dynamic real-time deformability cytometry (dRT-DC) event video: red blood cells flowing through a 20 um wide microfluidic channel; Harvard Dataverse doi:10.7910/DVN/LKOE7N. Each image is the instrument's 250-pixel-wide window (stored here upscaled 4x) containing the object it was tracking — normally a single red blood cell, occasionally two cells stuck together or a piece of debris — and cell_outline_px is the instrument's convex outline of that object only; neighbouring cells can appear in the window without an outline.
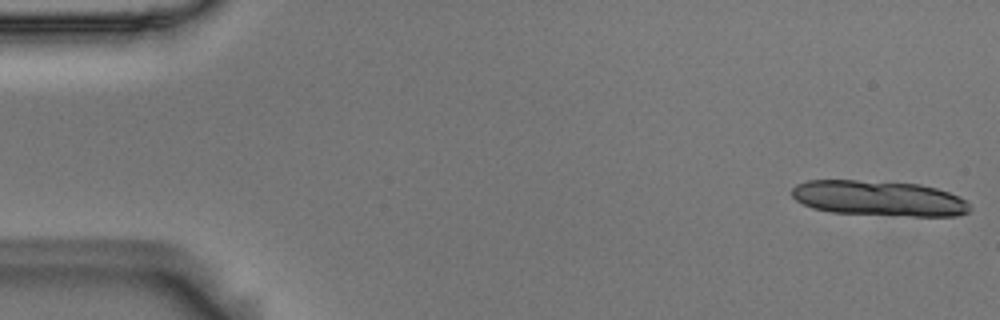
{"species": "Egyptian fruit bat (a non-hibernating species)", "species_latin": "Rousettus aegyptiacus", "temperature_condition": "room temperature", "stored_images_in_passage": 8, "camera_frame_rate_fps": 3000, "um_per_image_px": 0.085, "animal": {"sex": "male"}, "frame": {"image": 1, "passage_image": 1, "time_ms": 0.0, "image_size_px": [1000, 320], "cell_outline_px": [[972, 208], [968, 212], [956, 216], [912, 216], [832, 212], [812, 208], [796, 200], [792, 196], [792, 188], [796, 184], [808, 180], [856, 180], [920, 184], [936, 188], [960, 196]], "centroid_in_image_um": [74.7, 16.85], "position_along_channel_um": 10.3, "area_um2": 36.59}}